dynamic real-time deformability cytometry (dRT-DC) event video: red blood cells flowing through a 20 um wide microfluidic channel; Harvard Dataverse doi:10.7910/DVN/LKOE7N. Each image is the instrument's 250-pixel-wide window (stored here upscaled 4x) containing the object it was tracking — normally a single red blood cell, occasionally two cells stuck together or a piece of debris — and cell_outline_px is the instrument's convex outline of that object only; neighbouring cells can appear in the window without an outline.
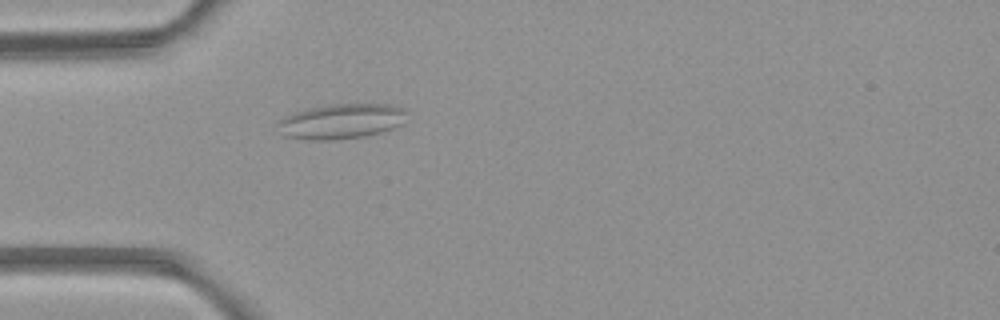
{"species": "common noctule bat (a hibernating species)", "species_latin": "Nyctalus noctula", "temperature_condition": "room temperature", "stored_images_in_passage": 4, "camera_frame_rate_fps": 3000, "um_per_image_px": 0.085, "animal": {"sex": "female", "body_mass_g": 21.9}, "frame": {"image": 1, "passage_image": 4, "time_ms": 3.667, "image_size_px": [1000, 320], "cell_outline_px": [[408, 112], [404, 124], [380, 132], [364, 136], [332, 140], [308, 140], [284, 136], [276, 124], [284, 116], [304, 108], [328, 104], [392, 104], [408, 108]], "centroid_in_image_um": [29.04, 10.29], "position_along_channel_um": 56.0, "area_um2": 26.88}}